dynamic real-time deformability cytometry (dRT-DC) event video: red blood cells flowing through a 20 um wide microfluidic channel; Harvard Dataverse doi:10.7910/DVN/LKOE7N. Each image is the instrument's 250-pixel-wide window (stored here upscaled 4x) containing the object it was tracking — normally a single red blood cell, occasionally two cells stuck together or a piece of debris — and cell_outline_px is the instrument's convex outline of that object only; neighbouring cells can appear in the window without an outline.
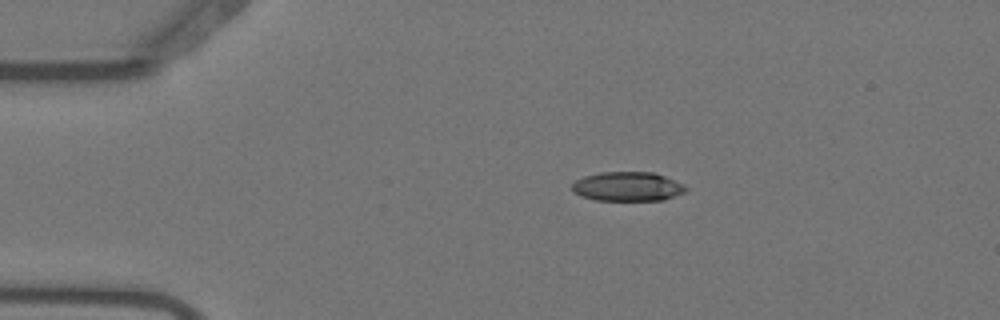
{"species": "Egyptian fruit bat (a non-hibernating species)", "species_latin": "Rousettus aegyptiacus", "temperature_condition": "warm", "stored_images_in_passage": 7, "camera_frame_rate_fps": 3000, "um_per_image_px": 0.085, "animal": {"sex": "female"}, "frame": {"image": 1, "passage_image": 3, "time_ms": 0.667, "image_size_px": [1000, 320], "cell_outline_px": [[688, 188], [684, 192], [664, 200], [596, 200], [580, 196], [572, 192], [572, 184], [576, 180], [584, 176], [600, 172], [652, 172], [664, 176], [684, 184]], "centroid_in_image_um": [53.32, 15.85], "position_along_channel_um": 31.7, "area_um2": 19.42}}
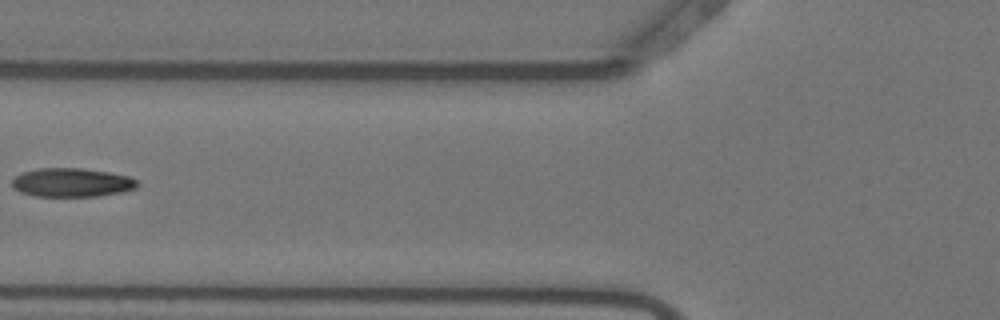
{"frame": {"image": 2, "passage_image": 6, "time_ms": 1.667, "image_size_px": [1000, 320], "cell_outline_px": [[140, 184], [136, 188], [120, 192], [96, 196], [32, 196], [20, 192], [12, 188], [12, 180], [16, 176], [24, 172], [40, 168], [80, 168], [108, 172], [128, 176], [136, 180]], "centroid_in_image_um": [6.08, 15.52], "position_along_channel_um": 119.7, "area_um2": 20.92}}
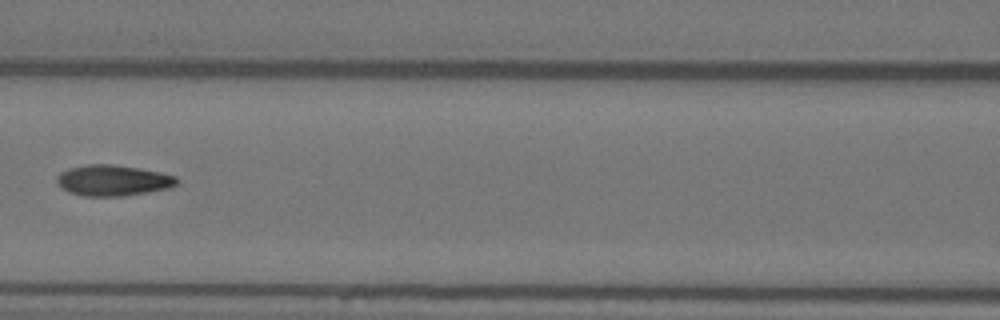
{"frame": {"image": 3, "passage_image": 7, "time_ms": 2.0, "image_size_px": [1000, 320], "cell_outline_px": [[180, 180], [172, 188], [124, 196], [84, 196], [68, 192], [60, 188], [56, 180], [56, 176], [60, 172], [72, 168], [88, 164], [108, 164], [136, 168], [176, 176]], "centroid_in_image_um": [9.59, 15.35], "position_along_channel_um": 157.0, "area_um2": 21.5}}